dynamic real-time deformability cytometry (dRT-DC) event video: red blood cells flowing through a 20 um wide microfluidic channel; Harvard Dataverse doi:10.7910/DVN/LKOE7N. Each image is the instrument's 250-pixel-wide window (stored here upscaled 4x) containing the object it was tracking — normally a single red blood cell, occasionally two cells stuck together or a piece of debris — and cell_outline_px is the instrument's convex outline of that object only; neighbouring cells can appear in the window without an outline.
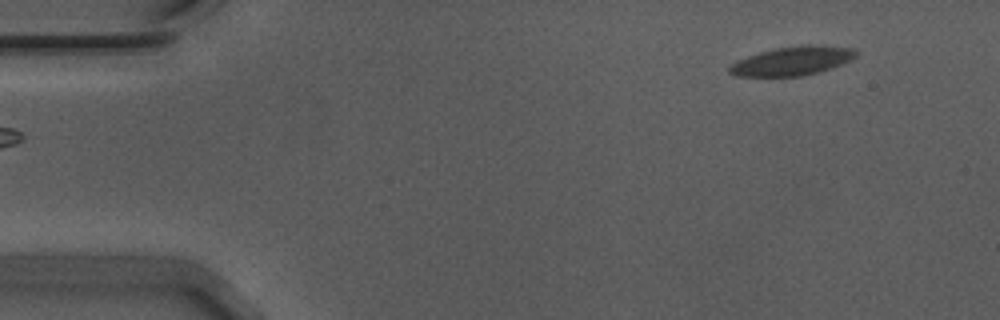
{"species": "Egyptian fruit bat (a non-hibernating species)", "species_latin": "Rousettus aegyptiacus", "temperature_condition": "warm", "stored_images_in_passage": 12, "camera_frame_rate_fps": 3000, "um_per_image_px": 0.085, "animal": {"sex": "male"}, "frame": {"image": 1, "passage_image": 1, "time_ms": 0.0, "image_size_px": [1000, 320], "cell_outline_px": [[860, 52], [856, 56], [832, 68], [800, 76], [736, 76], [728, 72], [728, 68], [732, 64], [748, 56], [772, 48], [808, 44], [812, 44], [852, 48]], "centroid_in_image_um": [67.35, 5.17], "position_along_channel_um": 17.6, "area_um2": 21.1}}
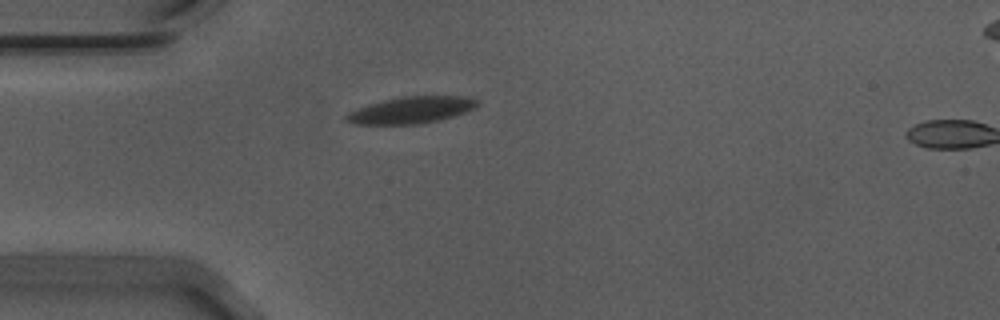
{"frame": {"image": 2, "passage_image": 11, "time_ms": 3.333, "image_size_px": [1000, 320], "cell_outline_px": [[480, 104], [476, 108], [440, 120], [416, 124], [356, 124], [344, 120], [344, 116], [348, 112], [356, 108], [368, 104], [384, 100], [404, 96], [464, 96], [476, 100]], "centroid_in_image_um": [34.93, 9.35], "position_along_channel_um": 50.1, "area_um2": 20.35}}